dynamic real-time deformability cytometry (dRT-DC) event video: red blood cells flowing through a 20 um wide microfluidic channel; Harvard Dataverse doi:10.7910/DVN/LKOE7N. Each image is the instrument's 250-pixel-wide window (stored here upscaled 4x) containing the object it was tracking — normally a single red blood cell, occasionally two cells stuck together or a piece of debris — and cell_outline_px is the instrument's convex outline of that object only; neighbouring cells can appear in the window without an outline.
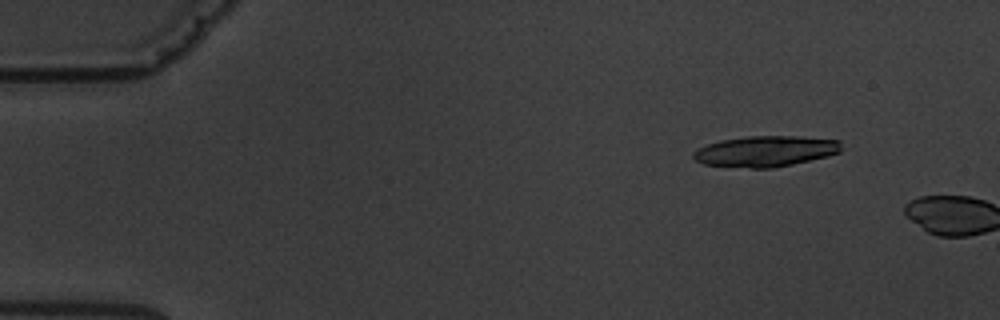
{"species": "common noctule bat (a hibernating species)", "species_latin": "Nyctalus noctula", "temperature_condition": "warm", "stored_images_in_passage": 3, "camera_frame_rate_fps": 3000, "um_per_image_px": 0.085, "animal": {"sex": "male", "body_mass_g": 19.5, "forearm_length_mm": 54.6}, "frame": {"image": 1, "passage_image": 2, "time_ms": 1.667, "image_size_px": [1000, 320], "cell_outline_px": [[840, 152], [828, 156], [792, 164], [772, 168], [752, 168], [704, 164], [696, 160], [692, 156], [692, 152], [708, 144], [720, 140], [748, 136], [796, 136], [840, 140]], "centroid_in_image_um": [65.07, 12.85], "position_along_channel_um": 19.9, "area_um2": 26.36}}